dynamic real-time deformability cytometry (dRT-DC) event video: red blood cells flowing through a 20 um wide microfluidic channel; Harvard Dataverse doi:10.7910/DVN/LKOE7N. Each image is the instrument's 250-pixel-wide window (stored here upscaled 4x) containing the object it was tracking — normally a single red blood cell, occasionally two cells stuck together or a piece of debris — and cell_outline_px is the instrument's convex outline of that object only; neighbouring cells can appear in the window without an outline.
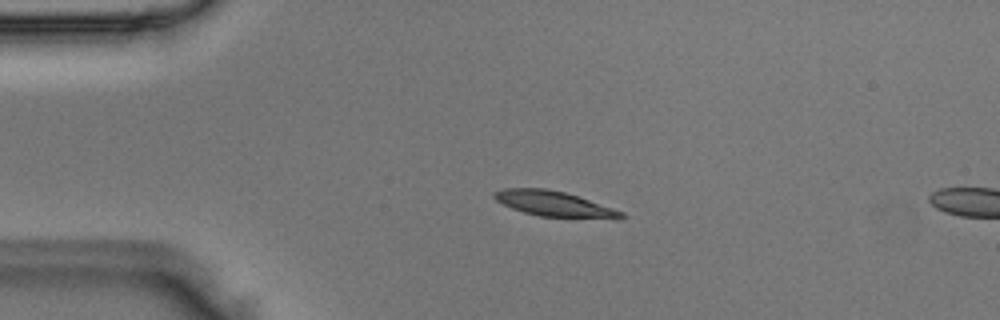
{"species": "Egyptian fruit bat (a non-hibernating species)", "species_latin": "Rousettus aegyptiacus", "temperature_condition": "room temperature", "stored_images_in_passage": 3, "camera_frame_rate_fps": 3000, "um_per_image_px": 0.085, "animal": {"sex": "male"}, "frame": {"image": 1, "passage_image": 2, "time_ms": 0.333, "image_size_px": [1000, 320], "cell_outline_px": [[628, 216], [620, 220], [540, 216], [524, 212], [512, 208], [496, 200], [492, 196], [492, 192], [504, 188], [544, 188], [564, 192], [624, 212]], "centroid_in_image_um": [47.15, 17.35], "position_along_channel_um": 37.8, "area_um2": 18.84}}